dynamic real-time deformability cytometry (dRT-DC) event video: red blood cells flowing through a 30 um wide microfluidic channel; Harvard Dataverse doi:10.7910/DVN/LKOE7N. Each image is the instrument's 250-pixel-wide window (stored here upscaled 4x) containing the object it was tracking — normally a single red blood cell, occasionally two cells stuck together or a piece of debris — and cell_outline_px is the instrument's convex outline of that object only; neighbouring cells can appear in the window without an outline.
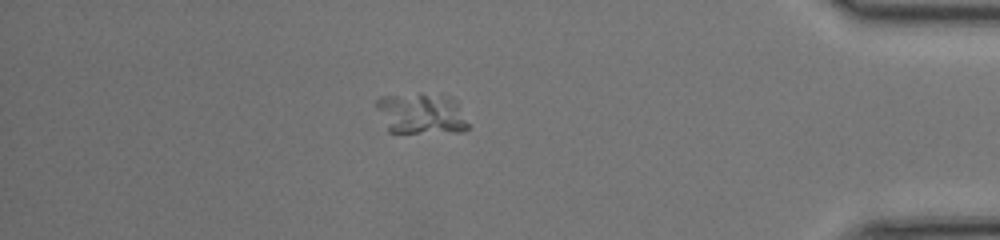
{"species": "common noctule bat (a hibernating species)", "species_latin": "Nyctalus noctula", "temperature_condition": "room temperature", "stored_images_in_passage": 49, "segment_of_instrument_passage": [2, 2], "camera_frame_rate_fps": 3000, "um_per_image_px": 0.085, "animal": {"sex": "female", "body_mass_g": 17.0, "forearm_length_mm": 48.0}, "frame": {"image": 1, "passage_image": 43, "time_ms": 14.0, "image_size_px": [1000, 240], "cell_outline_px": [[468, 128], [464, 132], [388, 132], [376, 108], [376, 100], [380, 96], [420, 92], [456, 100], [468, 124]], "centroid_in_image_um": [35.76, 9.65], "position_along_channel_um": 399.4, "area_um2": 21.96}}